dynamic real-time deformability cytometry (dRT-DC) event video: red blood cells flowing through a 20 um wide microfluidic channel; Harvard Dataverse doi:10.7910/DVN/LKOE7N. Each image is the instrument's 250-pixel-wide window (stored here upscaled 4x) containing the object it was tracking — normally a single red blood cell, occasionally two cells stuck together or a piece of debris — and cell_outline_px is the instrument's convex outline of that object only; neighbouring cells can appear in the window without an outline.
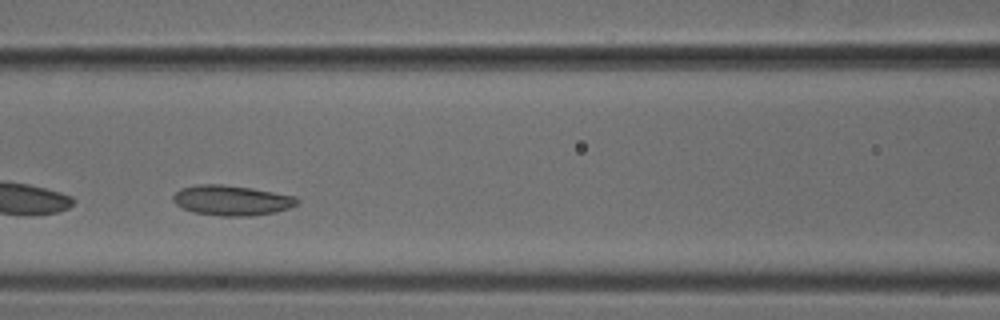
{"species": "common noctule bat (a hibernating species)", "species_latin": "Nyctalus noctula", "temperature_condition": "cold", "stored_images_in_passage": 41, "camera_frame_rate_fps": 3000, "um_per_image_px": 0.085, "animal": {"sex": "male", "body_mass_g": 18.8}, "frame": {"image": 1, "passage_image": 12, "time_ms": 3.667, "image_size_px": [1000, 320], "cell_outline_px": [[300, 200], [296, 204], [288, 208], [276, 212], [252, 216], [220, 216], [196, 212], [184, 208], [176, 204], [172, 200], [172, 196], [180, 188], [196, 184], [220, 184], [252, 188], [296, 196]], "centroid_in_image_um": [19.69, 17.02], "position_along_channel_um": 146.9, "area_um2": 21.79}}